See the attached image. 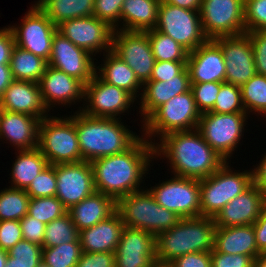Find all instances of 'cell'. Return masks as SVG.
Segmentation results:
<instances>
[{
	"label": "cell",
	"instance_id": "6da1fadb",
	"mask_svg": "<svg viewBox=\"0 0 266 267\" xmlns=\"http://www.w3.org/2000/svg\"><path fill=\"white\" fill-rule=\"evenodd\" d=\"M154 157V143L140 136L124 152L93 160L91 165L95 191L117 201L132 192L142 190L140 183Z\"/></svg>",
	"mask_w": 266,
	"mask_h": 267
},
{
	"label": "cell",
	"instance_id": "7a4b0ae2",
	"mask_svg": "<svg viewBox=\"0 0 266 267\" xmlns=\"http://www.w3.org/2000/svg\"><path fill=\"white\" fill-rule=\"evenodd\" d=\"M154 148L155 157L169 159L173 174L181 177L206 178L226 162L197 129L168 133Z\"/></svg>",
	"mask_w": 266,
	"mask_h": 267
},
{
	"label": "cell",
	"instance_id": "3957f363",
	"mask_svg": "<svg viewBox=\"0 0 266 267\" xmlns=\"http://www.w3.org/2000/svg\"><path fill=\"white\" fill-rule=\"evenodd\" d=\"M119 119L91 117L76 111V132L82 161L92 162L122 153L140 138Z\"/></svg>",
	"mask_w": 266,
	"mask_h": 267
},
{
	"label": "cell",
	"instance_id": "277c9868",
	"mask_svg": "<svg viewBox=\"0 0 266 267\" xmlns=\"http://www.w3.org/2000/svg\"><path fill=\"white\" fill-rule=\"evenodd\" d=\"M215 230L214 218H181L172 228L155 237L158 267H166L185 254L211 252L214 249Z\"/></svg>",
	"mask_w": 266,
	"mask_h": 267
},
{
	"label": "cell",
	"instance_id": "5b68a950",
	"mask_svg": "<svg viewBox=\"0 0 266 267\" xmlns=\"http://www.w3.org/2000/svg\"><path fill=\"white\" fill-rule=\"evenodd\" d=\"M116 211L126 227L145 230L155 237L181 219L159 205L149 190L132 192L116 201Z\"/></svg>",
	"mask_w": 266,
	"mask_h": 267
},
{
	"label": "cell",
	"instance_id": "8992f818",
	"mask_svg": "<svg viewBox=\"0 0 266 267\" xmlns=\"http://www.w3.org/2000/svg\"><path fill=\"white\" fill-rule=\"evenodd\" d=\"M66 117L48 116L40 121L38 149L52 165L82 161L76 132V112Z\"/></svg>",
	"mask_w": 266,
	"mask_h": 267
},
{
	"label": "cell",
	"instance_id": "52a82bcc",
	"mask_svg": "<svg viewBox=\"0 0 266 267\" xmlns=\"http://www.w3.org/2000/svg\"><path fill=\"white\" fill-rule=\"evenodd\" d=\"M225 162L217 171L200 179L201 216L215 218L232 199L253 184V172H233Z\"/></svg>",
	"mask_w": 266,
	"mask_h": 267
},
{
	"label": "cell",
	"instance_id": "ba28073f",
	"mask_svg": "<svg viewBox=\"0 0 266 267\" xmlns=\"http://www.w3.org/2000/svg\"><path fill=\"white\" fill-rule=\"evenodd\" d=\"M201 113L198 111L191 89L176 95L158 107L143 123V137L150 143L152 137H163L176 131L197 129ZM156 134V135H154ZM146 135V136H145ZM149 137V138H148Z\"/></svg>",
	"mask_w": 266,
	"mask_h": 267
},
{
	"label": "cell",
	"instance_id": "9c48e42d",
	"mask_svg": "<svg viewBox=\"0 0 266 267\" xmlns=\"http://www.w3.org/2000/svg\"><path fill=\"white\" fill-rule=\"evenodd\" d=\"M246 112L201 114L197 130L203 139L225 160H229L238 147L244 131ZM237 145V146H236Z\"/></svg>",
	"mask_w": 266,
	"mask_h": 267
},
{
	"label": "cell",
	"instance_id": "30bf717a",
	"mask_svg": "<svg viewBox=\"0 0 266 267\" xmlns=\"http://www.w3.org/2000/svg\"><path fill=\"white\" fill-rule=\"evenodd\" d=\"M155 30L170 36L188 52L198 48L208 38L205 36L200 11H192L160 2Z\"/></svg>",
	"mask_w": 266,
	"mask_h": 267
},
{
	"label": "cell",
	"instance_id": "8fae6325",
	"mask_svg": "<svg viewBox=\"0 0 266 267\" xmlns=\"http://www.w3.org/2000/svg\"><path fill=\"white\" fill-rule=\"evenodd\" d=\"M148 190L159 205L180 218L201 216L200 179L174 175Z\"/></svg>",
	"mask_w": 266,
	"mask_h": 267
},
{
	"label": "cell",
	"instance_id": "7c38bea8",
	"mask_svg": "<svg viewBox=\"0 0 266 267\" xmlns=\"http://www.w3.org/2000/svg\"><path fill=\"white\" fill-rule=\"evenodd\" d=\"M245 0H202L200 19L208 39L245 33Z\"/></svg>",
	"mask_w": 266,
	"mask_h": 267
},
{
	"label": "cell",
	"instance_id": "4fadbf2b",
	"mask_svg": "<svg viewBox=\"0 0 266 267\" xmlns=\"http://www.w3.org/2000/svg\"><path fill=\"white\" fill-rule=\"evenodd\" d=\"M135 100L137 99L129 92L104 82L95 73L93 78L84 85V101H86L84 104L86 106L80 107V111L91 117L117 119L118 115L120 116L128 111V108H131L130 105Z\"/></svg>",
	"mask_w": 266,
	"mask_h": 267
},
{
	"label": "cell",
	"instance_id": "5bb4252c",
	"mask_svg": "<svg viewBox=\"0 0 266 267\" xmlns=\"http://www.w3.org/2000/svg\"><path fill=\"white\" fill-rule=\"evenodd\" d=\"M21 22L18 26H9L15 45L48 62L57 27L38 6H31Z\"/></svg>",
	"mask_w": 266,
	"mask_h": 267
},
{
	"label": "cell",
	"instance_id": "9a60e30c",
	"mask_svg": "<svg viewBox=\"0 0 266 267\" xmlns=\"http://www.w3.org/2000/svg\"><path fill=\"white\" fill-rule=\"evenodd\" d=\"M111 51L133 70L142 84L150 80L156 60L147 32L115 30Z\"/></svg>",
	"mask_w": 266,
	"mask_h": 267
},
{
	"label": "cell",
	"instance_id": "2e32d148",
	"mask_svg": "<svg viewBox=\"0 0 266 267\" xmlns=\"http://www.w3.org/2000/svg\"><path fill=\"white\" fill-rule=\"evenodd\" d=\"M56 27L58 33L92 56L112 49L115 29L109 23L93 15L63 21Z\"/></svg>",
	"mask_w": 266,
	"mask_h": 267
},
{
	"label": "cell",
	"instance_id": "e0dca14e",
	"mask_svg": "<svg viewBox=\"0 0 266 267\" xmlns=\"http://www.w3.org/2000/svg\"><path fill=\"white\" fill-rule=\"evenodd\" d=\"M213 40L224 55L225 82L241 87L256 74L252 44L247 33Z\"/></svg>",
	"mask_w": 266,
	"mask_h": 267
},
{
	"label": "cell",
	"instance_id": "ac0fdd59",
	"mask_svg": "<svg viewBox=\"0 0 266 267\" xmlns=\"http://www.w3.org/2000/svg\"><path fill=\"white\" fill-rule=\"evenodd\" d=\"M56 197L69 210L95 192L91 162L56 165Z\"/></svg>",
	"mask_w": 266,
	"mask_h": 267
},
{
	"label": "cell",
	"instance_id": "d6986e66",
	"mask_svg": "<svg viewBox=\"0 0 266 267\" xmlns=\"http://www.w3.org/2000/svg\"><path fill=\"white\" fill-rule=\"evenodd\" d=\"M93 56L86 50L77 47L66 37L56 32L53 41L48 65L65 72L84 85L95 75L96 63Z\"/></svg>",
	"mask_w": 266,
	"mask_h": 267
},
{
	"label": "cell",
	"instance_id": "ffe728a7",
	"mask_svg": "<svg viewBox=\"0 0 266 267\" xmlns=\"http://www.w3.org/2000/svg\"><path fill=\"white\" fill-rule=\"evenodd\" d=\"M115 253V267H158L155 236L141 229L126 227Z\"/></svg>",
	"mask_w": 266,
	"mask_h": 267
},
{
	"label": "cell",
	"instance_id": "44dd1931",
	"mask_svg": "<svg viewBox=\"0 0 266 267\" xmlns=\"http://www.w3.org/2000/svg\"><path fill=\"white\" fill-rule=\"evenodd\" d=\"M186 67L190 84L205 82H225V60L220 46L208 39L198 48L188 53Z\"/></svg>",
	"mask_w": 266,
	"mask_h": 267
},
{
	"label": "cell",
	"instance_id": "7402d4cb",
	"mask_svg": "<svg viewBox=\"0 0 266 267\" xmlns=\"http://www.w3.org/2000/svg\"><path fill=\"white\" fill-rule=\"evenodd\" d=\"M266 206V196L252 184L214 218L216 227L253 225Z\"/></svg>",
	"mask_w": 266,
	"mask_h": 267
},
{
	"label": "cell",
	"instance_id": "603a6c76",
	"mask_svg": "<svg viewBox=\"0 0 266 267\" xmlns=\"http://www.w3.org/2000/svg\"><path fill=\"white\" fill-rule=\"evenodd\" d=\"M43 104L51 110L58 105H71L84 100V84L65 72L47 66L45 73L38 82ZM52 105V106H51ZM54 105V106H53Z\"/></svg>",
	"mask_w": 266,
	"mask_h": 267
},
{
	"label": "cell",
	"instance_id": "cb8c5ba5",
	"mask_svg": "<svg viewBox=\"0 0 266 267\" xmlns=\"http://www.w3.org/2000/svg\"><path fill=\"white\" fill-rule=\"evenodd\" d=\"M0 109L23 113L43 119L48 117V109L42 101L38 83L13 80L0 97Z\"/></svg>",
	"mask_w": 266,
	"mask_h": 267
},
{
	"label": "cell",
	"instance_id": "d4e9b609",
	"mask_svg": "<svg viewBox=\"0 0 266 267\" xmlns=\"http://www.w3.org/2000/svg\"><path fill=\"white\" fill-rule=\"evenodd\" d=\"M40 121L34 116L0 109V140H9L17 152L38 148Z\"/></svg>",
	"mask_w": 266,
	"mask_h": 267
},
{
	"label": "cell",
	"instance_id": "484cf974",
	"mask_svg": "<svg viewBox=\"0 0 266 267\" xmlns=\"http://www.w3.org/2000/svg\"><path fill=\"white\" fill-rule=\"evenodd\" d=\"M140 93V114L144 122L158 107L168 102L176 95L183 94L191 89L189 73L185 67L174 78L163 81H147L143 84Z\"/></svg>",
	"mask_w": 266,
	"mask_h": 267
},
{
	"label": "cell",
	"instance_id": "4316f807",
	"mask_svg": "<svg viewBox=\"0 0 266 267\" xmlns=\"http://www.w3.org/2000/svg\"><path fill=\"white\" fill-rule=\"evenodd\" d=\"M124 228L120 215L115 211L105 220L79 231L82 252H115Z\"/></svg>",
	"mask_w": 266,
	"mask_h": 267
},
{
	"label": "cell",
	"instance_id": "83f0119b",
	"mask_svg": "<svg viewBox=\"0 0 266 267\" xmlns=\"http://www.w3.org/2000/svg\"><path fill=\"white\" fill-rule=\"evenodd\" d=\"M214 249L231 255L252 256L254 259L261 254L256 244L253 225L216 227Z\"/></svg>",
	"mask_w": 266,
	"mask_h": 267
},
{
	"label": "cell",
	"instance_id": "f1b7e54d",
	"mask_svg": "<svg viewBox=\"0 0 266 267\" xmlns=\"http://www.w3.org/2000/svg\"><path fill=\"white\" fill-rule=\"evenodd\" d=\"M116 211V201L108 195L94 192L67 212L78 231L90 228Z\"/></svg>",
	"mask_w": 266,
	"mask_h": 267
},
{
	"label": "cell",
	"instance_id": "f546056e",
	"mask_svg": "<svg viewBox=\"0 0 266 267\" xmlns=\"http://www.w3.org/2000/svg\"><path fill=\"white\" fill-rule=\"evenodd\" d=\"M160 0H124L119 30L146 32L156 27ZM123 20V21H122Z\"/></svg>",
	"mask_w": 266,
	"mask_h": 267
},
{
	"label": "cell",
	"instance_id": "4dcf8cb0",
	"mask_svg": "<svg viewBox=\"0 0 266 267\" xmlns=\"http://www.w3.org/2000/svg\"><path fill=\"white\" fill-rule=\"evenodd\" d=\"M106 55V57H105ZM103 65L96 66V74L106 83L115 85L129 92L135 99L140 94L138 90L143 84L138 80L133 70L111 50L104 53ZM100 67V68H99ZM99 71L97 72V70ZM138 94V95H137Z\"/></svg>",
	"mask_w": 266,
	"mask_h": 267
},
{
	"label": "cell",
	"instance_id": "1f68e13d",
	"mask_svg": "<svg viewBox=\"0 0 266 267\" xmlns=\"http://www.w3.org/2000/svg\"><path fill=\"white\" fill-rule=\"evenodd\" d=\"M12 165L11 185L9 187L26 190L34 177L38 176L49 163L38 149L19 150Z\"/></svg>",
	"mask_w": 266,
	"mask_h": 267
},
{
	"label": "cell",
	"instance_id": "d6a6232c",
	"mask_svg": "<svg viewBox=\"0 0 266 267\" xmlns=\"http://www.w3.org/2000/svg\"><path fill=\"white\" fill-rule=\"evenodd\" d=\"M95 0H44L38 7L55 26L63 21L93 15Z\"/></svg>",
	"mask_w": 266,
	"mask_h": 267
},
{
	"label": "cell",
	"instance_id": "836d02e7",
	"mask_svg": "<svg viewBox=\"0 0 266 267\" xmlns=\"http://www.w3.org/2000/svg\"><path fill=\"white\" fill-rule=\"evenodd\" d=\"M9 66L14 80L38 83L45 73L48 62L15 45Z\"/></svg>",
	"mask_w": 266,
	"mask_h": 267
},
{
	"label": "cell",
	"instance_id": "e575fe53",
	"mask_svg": "<svg viewBox=\"0 0 266 267\" xmlns=\"http://www.w3.org/2000/svg\"><path fill=\"white\" fill-rule=\"evenodd\" d=\"M30 196L26 190L8 187L0 191V221L21 220L28 214Z\"/></svg>",
	"mask_w": 266,
	"mask_h": 267
},
{
	"label": "cell",
	"instance_id": "d590c367",
	"mask_svg": "<svg viewBox=\"0 0 266 267\" xmlns=\"http://www.w3.org/2000/svg\"><path fill=\"white\" fill-rule=\"evenodd\" d=\"M146 32L156 61H187L189 52L170 36L155 29Z\"/></svg>",
	"mask_w": 266,
	"mask_h": 267
},
{
	"label": "cell",
	"instance_id": "8d00e7d4",
	"mask_svg": "<svg viewBox=\"0 0 266 267\" xmlns=\"http://www.w3.org/2000/svg\"><path fill=\"white\" fill-rule=\"evenodd\" d=\"M79 239V231L67 212L60 218L46 224L43 240V248L59 246L64 243L76 242Z\"/></svg>",
	"mask_w": 266,
	"mask_h": 267
},
{
	"label": "cell",
	"instance_id": "74e56055",
	"mask_svg": "<svg viewBox=\"0 0 266 267\" xmlns=\"http://www.w3.org/2000/svg\"><path fill=\"white\" fill-rule=\"evenodd\" d=\"M242 104L245 112L266 115V76L255 74L241 86Z\"/></svg>",
	"mask_w": 266,
	"mask_h": 267
},
{
	"label": "cell",
	"instance_id": "f35d334b",
	"mask_svg": "<svg viewBox=\"0 0 266 267\" xmlns=\"http://www.w3.org/2000/svg\"><path fill=\"white\" fill-rule=\"evenodd\" d=\"M82 255L80 240L42 248V261L50 267H75Z\"/></svg>",
	"mask_w": 266,
	"mask_h": 267
},
{
	"label": "cell",
	"instance_id": "ab89813d",
	"mask_svg": "<svg viewBox=\"0 0 266 267\" xmlns=\"http://www.w3.org/2000/svg\"><path fill=\"white\" fill-rule=\"evenodd\" d=\"M67 209L56 196L30 198L28 215L48 224L67 213Z\"/></svg>",
	"mask_w": 266,
	"mask_h": 267
},
{
	"label": "cell",
	"instance_id": "60d3db41",
	"mask_svg": "<svg viewBox=\"0 0 266 267\" xmlns=\"http://www.w3.org/2000/svg\"><path fill=\"white\" fill-rule=\"evenodd\" d=\"M8 252L6 265L37 267L42 261V246L21 240Z\"/></svg>",
	"mask_w": 266,
	"mask_h": 267
},
{
	"label": "cell",
	"instance_id": "b9f144b4",
	"mask_svg": "<svg viewBox=\"0 0 266 267\" xmlns=\"http://www.w3.org/2000/svg\"><path fill=\"white\" fill-rule=\"evenodd\" d=\"M210 112L221 114L245 112L242 104L241 87L222 82L214 107Z\"/></svg>",
	"mask_w": 266,
	"mask_h": 267
},
{
	"label": "cell",
	"instance_id": "7bdbcfd3",
	"mask_svg": "<svg viewBox=\"0 0 266 267\" xmlns=\"http://www.w3.org/2000/svg\"><path fill=\"white\" fill-rule=\"evenodd\" d=\"M56 165L49 164L38 176L34 177L26 189L30 198L56 196Z\"/></svg>",
	"mask_w": 266,
	"mask_h": 267
},
{
	"label": "cell",
	"instance_id": "ee69618b",
	"mask_svg": "<svg viewBox=\"0 0 266 267\" xmlns=\"http://www.w3.org/2000/svg\"><path fill=\"white\" fill-rule=\"evenodd\" d=\"M220 86L221 83L218 82L191 84L195 104L201 114L210 112L213 109Z\"/></svg>",
	"mask_w": 266,
	"mask_h": 267
},
{
	"label": "cell",
	"instance_id": "f6af8a7d",
	"mask_svg": "<svg viewBox=\"0 0 266 267\" xmlns=\"http://www.w3.org/2000/svg\"><path fill=\"white\" fill-rule=\"evenodd\" d=\"M245 33L266 30V0H245Z\"/></svg>",
	"mask_w": 266,
	"mask_h": 267
},
{
	"label": "cell",
	"instance_id": "bcb514c9",
	"mask_svg": "<svg viewBox=\"0 0 266 267\" xmlns=\"http://www.w3.org/2000/svg\"><path fill=\"white\" fill-rule=\"evenodd\" d=\"M123 2L124 0H95L93 16L109 23L115 30L120 29Z\"/></svg>",
	"mask_w": 266,
	"mask_h": 267
},
{
	"label": "cell",
	"instance_id": "7dc6e473",
	"mask_svg": "<svg viewBox=\"0 0 266 267\" xmlns=\"http://www.w3.org/2000/svg\"><path fill=\"white\" fill-rule=\"evenodd\" d=\"M254 55L256 74L266 76V30L247 33Z\"/></svg>",
	"mask_w": 266,
	"mask_h": 267
},
{
	"label": "cell",
	"instance_id": "c3c4849f",
	"mask_svg": "<svg viewBox=\"0 0 266 267\" xmlns=\"http://www.w3.org/2000/svg\"><path fill=\"white\" fill-rule=\"evenodd\" d=\"M23 239L19 220L0 221V248L9 251Z\"/></svg>",
	"mask_w": 266,
	"mask_h": 267
},
{
	"label": "cell",
	"instance_id": "681fc988",
	"mask_svg": "<svg viewBox=\"0 0 266 267\" xmlns=\"http://www.w3.org/2000/svg\"><path fill=\"white\" fill-rule=\"evenodd\" d=\"M212 267H254L255 259L247 255H231L217 252L213 249L211 252Z\"/></svg>",
	"mask_w": 266,
	"mask_h": 267
},
{
	"label": "cell",
	"instance_id": "f907efd6",
	"mask_svg": "<svg viewBox=\"0 0 266 267\" xmlns=\"http://www.w3.org/2000/svg\"><path fill=\"white\" fill-rule=\"evenodd\" d=\"M23 240L42 246L46 224L26 214L19 220Z\"/></svg>",
	"mask_w": 266,
	"mask_h": 267
},
{
	"label": "cell",
	"instance_id": "816d5d0a",
	"mask_svg": "<svg viewBox=\"0 0 266 267\" xmlns=\"http://www.w3.org/2000/svg\"><path fill=\"white\" fill-rule=\"evenodd\" d=\"M187 61H156L149 81L174 78L185 67Z\"/></svg>",
	"mask_w": 266,
	"mask_h": 267
},
{
	"label": "cell",
	"instance_id": "f5cc1de1",
	"mask_svg": "<svg viewBox=\"0 0 266 267\" xmlns=\"http://www.w3.org/2000/svg\"><path fill=\"white\" fill-rule=\"evenodd\" d=\"M166 267H212L210 252H195L182 255L171 261Z\"/></svg>",
	"mask_w": 266,
	"mask_h": 267
},
{
	"label": "cell",
	"instance_id": "db71d44e",
	"mask_svg": "<svg viewBox=\"0 0 266 267\" xmlns=\"http://www.w3.org/2000/svg\"><path fill=\"white\" fill-rule=\"evenodd\" d=\"M75 267H115V253L82 252V255Z\"/></svg>",
	"mask_w": 266,
	"mask_h": 267
},
{
	"label": "cell",
	"instance_id": "11a10c76",
	"mask_svg": "<svg viewBox=\"0 0 266 267\" xmlns=\"http://www.w3.org/2000/svg\"><path fill=\"white\" fill-rule=\"evenodd\" d=\"M15 47V39L11 28L0 29V64H9L12 51Z\"/></svg>",
	"mask_w": 266,
	"mask_h": 267
},
{
	"label": "cell",
	"instance_id": "9f6ffc18",
	"mask_svg": "<svg viewBox=\"0 0 266 267\" xmlns=\"http://www.w3.org/2000/svg\"><path fill=\"white\" fill-rule=\"evenodd\" d=\"M255 232L256 244L258 251L264 253L266 251V206L263 208L260 216L253 224Z\"/></svg>",
	"mask_w": 266,
	"mask_h": 267
},
{
	"label": "cell",
	"instance_id": "6f0895ef",
	"mask_svg": "<svg viewBox=\"0 0 266 267\" xmlns=\"http://www.w3.org/2000/svg\"><path fill=\"white\" fill-rule=\"evenodd\" d=\"M252 172L253 184L266 196V155L260 160L259 165L252 169Z\"/></svg>",
	"mask_w": 266,
	"mask_h": 267
},
{
	"label": "cell",
	"instance_id": "680465c9",
	"mask_svg": "<svg viewBox=\"0 0 266 267\" xmlns=\"http://www.w3.org/2000/svg\"><path fill=\"white\" fill-rule=\"evenodd\" d=\"M13 80L9 64H0V97Z\"/></svg>",
	"mask_w": 266,
	"mask_h": 267
},
{
	"label": "cell",
	"instance_id": "91938a15",
	"mask_svg": "<svg viewBox=\"0 0 266 267\" xmlns=\"http://www.w3.org/2000/svg\"><path fill=\"white\" fill-rule=\"evenodd\" d=\"M160 2L192 11H200L202 0H160Z\"/></svg>",
	"mask_w": 266,
	"mask_h": 267
},
{
	"label": "cell",
	"instance_id": "94428289",
	"mask_svg": "<svg viewBox=\"0 0 266 267\" xmlns=\"http://www.w3.org/2000/svg\"><path fill=\"white\" fill-rule=\"evenodd\" d=\"M254 267H266V253H261L255 259Z\"/></svg>",
	"mask_w": 266,
	"mask_h": 267
},
{
	"label": "cell",
	"instance_id": "6125c7cd",
	"mask_svg": "<svg viewBox=\"0 0 266 267\" xmlns=\"http://www.w3.org/2000/svg\"><path fill=\"white\" fill-rule=\"evenodd\" d=\"M8 258V252L0 248V267H5Z\"/></svg>",
	"mask_w": 266,
	"mask_h": 267
},
{
	"label": "cell",
	"instance_id": "be15d7a7",
	"mask_svg": "<svg viewBox=\"0 0 266 267\" xmlns=\"http://www.w3.org/2000/svg\"><path fill=\"white\" fill-rule=\"evenodd\" d=\"M37 267H50L49 265L45 264L43 261H41Z\"/></svg>",
	"mask_w": 266,
	"mask_h": 267
},
{
	"label": "cell",
	"instance_id": "e7e4bbea",
	"mask_svg": "<svg viewBox=\"0 0 266 267\" xmlns=\"http://www.w3.org/2000/svg\"><path fill=\"white\" fill-rule=\"evenodd\" d=\"M5 267H32V266H21V265H5Z\"/></svg>",
	"mask_w": 266,
	"mask_h": 267
},
{
	"label": "cell",
	"instance_id": "03108f58",
	"mask_svg": "<svg viewBox=\"0 0 266 267\" xmlns=\"http://www.w3.org/2000/svg\"><path fill=\"white\" fill-rule=\"evenodd\" d=\"M44 0H38L35 5H32V6H38L41 2H43Z\"/></svg>",
	"mask_w": 266,
	"mask_h": 267
}]
</instances>
